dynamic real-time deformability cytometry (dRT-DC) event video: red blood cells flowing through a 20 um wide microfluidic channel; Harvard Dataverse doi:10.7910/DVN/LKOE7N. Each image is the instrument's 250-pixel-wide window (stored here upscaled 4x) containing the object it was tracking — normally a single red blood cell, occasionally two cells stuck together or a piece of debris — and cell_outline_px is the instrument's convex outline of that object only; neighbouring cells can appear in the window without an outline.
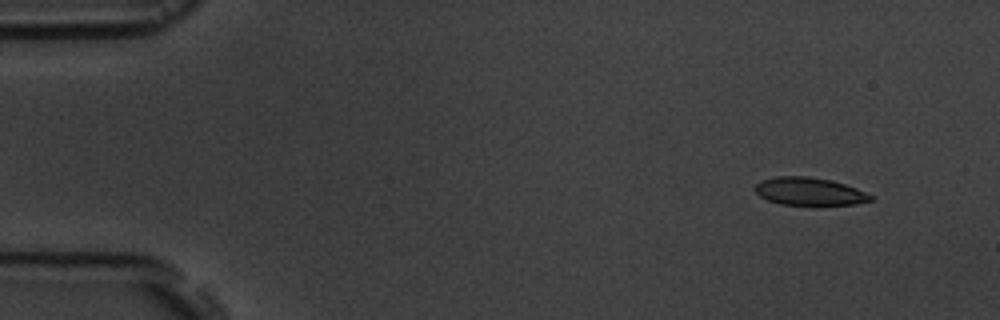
{"species": "common noctule bat (a hibernating species)", "species_latin": "Nyctalus noctula", "temperature_condition": "room temperature", "stored_images_in_passage": 2, "camera_frame_rate_fps": 3000, "um_per_image_px": 0.085, "animal": {"sex": "male", "body_mass_g": 19.5, "forearm_length_mm": 54.6}, "frame": {"image": 1, "passage_image": 2, "time_ms": 2.0, "image_size_px": [1000, 320], "cell_outline_px": [[872, 200], [856, 204], [812, 208], [780, 204], [768, 200], [760, 196], [752, 188], [760, 180], [776, 176], [808, 176], [832, 180], [856, 188], [872, 196]], "centroid_in_image_um": [68.77, 16.32], "position_along_channel_um": 16.2, "area_um2": 19.65}}